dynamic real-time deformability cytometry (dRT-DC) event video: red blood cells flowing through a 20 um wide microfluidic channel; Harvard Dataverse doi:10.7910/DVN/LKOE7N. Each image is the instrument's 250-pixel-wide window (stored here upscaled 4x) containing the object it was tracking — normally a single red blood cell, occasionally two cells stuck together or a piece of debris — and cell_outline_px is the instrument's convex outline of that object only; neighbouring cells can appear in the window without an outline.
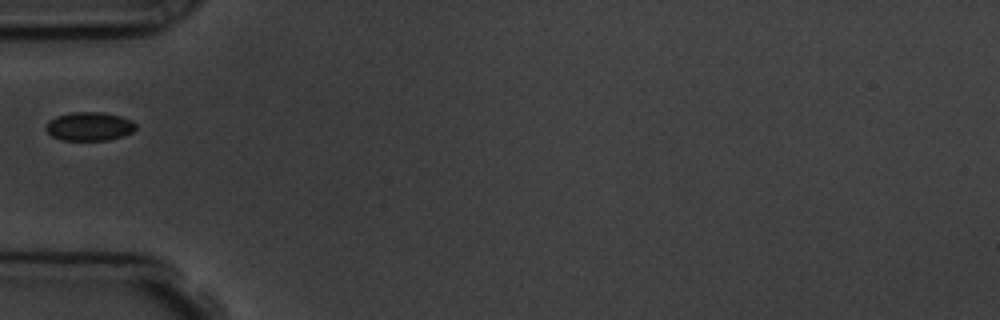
{"species": "common noctule bat (a hibernating species)", "species_latin": "Nyctalus noctula", "temperature_condition": "room temperature", "stored_images_in_passage": 1, "camera_frame_rate_fps": 3000, "um_per_image_px": 0.085, "animal": {"sex": "male", "body_mass_g": 19.5, "forearm_length_mm": 54.6}, "frame": {"image": 1, "passage_image": 1, "time_ms": 0.0, "image_size_px": [1000, 320], "cell_outline_px": [[136, 128], [132, 132], [124, 136], [108, 140], [60, 140], [52, 136], [44, 128], [48, 120], [56, 116], [72, 112], [100, 112], [120, 116], [132, 120], [136, 124]], "centroid_in_image_um": [7.58, 10.74], "position_along_channel_um": 77.4, "area_um2": 15.14}}